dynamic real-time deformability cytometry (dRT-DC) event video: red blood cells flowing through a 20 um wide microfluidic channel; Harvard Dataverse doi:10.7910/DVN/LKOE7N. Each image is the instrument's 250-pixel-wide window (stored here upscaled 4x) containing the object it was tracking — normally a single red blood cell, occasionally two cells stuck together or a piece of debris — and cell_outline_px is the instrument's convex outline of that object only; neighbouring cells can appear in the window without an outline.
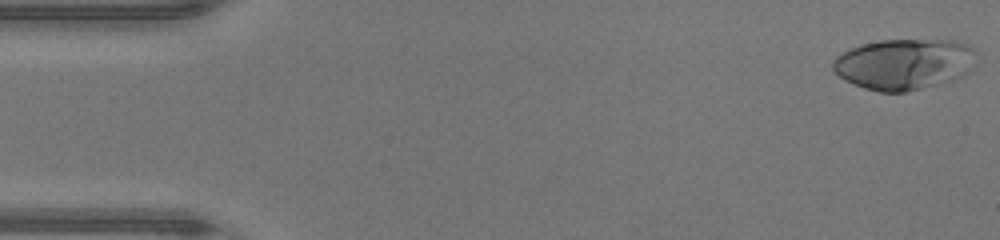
{"species": "human", "species_latin": "Homo sapiens", "temperature_condition": "warm", "stored_images_in_passage": 46, "camera_frame_rate_fps": 3000, "um_per_image_px": 0.085, "donor": {"sex": "male"}, "frame": {"image": 1, "passage_image": 1, "time_ms": 0.0, "image_size_px": [1000, 240], "cell_outline_px": [[976, 64], [972, 72], [964, 76], [952, 80], [904, 92], [880, 92], [864, 88], [844, 80], [832, 68], [832, 60], [836, 56], [848, 48], [860, 44], [880, 40], [956, 40], [972, 48]], "centroid_in_image_um": [76.84, 5.44], "position_along_channel_um": 8.2, "area_um2": 42.83}}
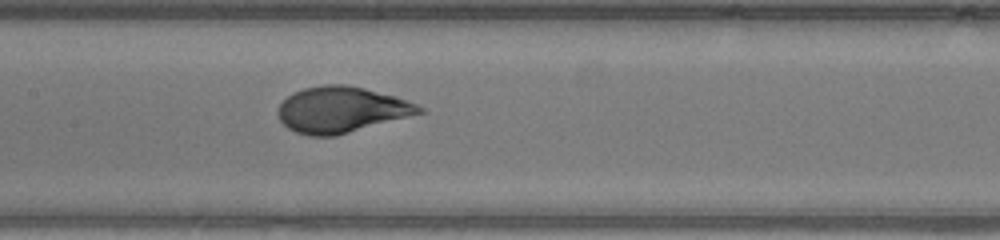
{"frame": {"image": 2, "passage_image": 22, "time_ms": 7.0, "image_size_px": [1000, 240], "cell_outline_px": [[424, 112], [336, 136], [308, 136], [296, 132], [288, 128], [280, 120], [276, 112], [280, 104], [292, 92], [304, 88], [324, 84], [344, 84], [364, 88], [396, 96], [416, 104], [424, 108]], "centroid_in_image_um": [28.99, 9.32], "position_along_channel_um": 178.4, "area_um2": 37.74}}
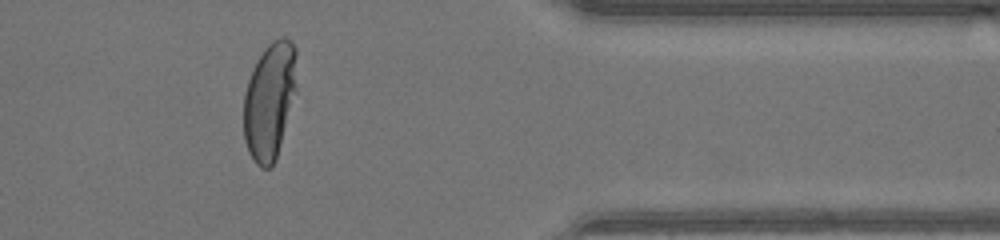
{"frame": {"image": 3, "passage_image": 38, "time_ms": 12.333, "image_size_px": [1000, 240], "cell_outline_px": [[296, 92], [276, 160], [272, 168], [260, 168], [256, 164], [248, 152], [244, 140], [244, 92], [252, 68], [256, 60], [264, 48], [272, 40], [280, 36], [284, 36], [292, 40], [296, 48]], "centroid_in_image_um": [22.92, 8.54], "position_along_channel_um": 388.5, "area_um2": 36.82}, "authors_computed_cell_mechanics": {"area_um2": 38.2058, "velocity_mm_per_s": 4.3717, "shape_relaxation_time_tau1_ms": 3.6678, "shape_relaxation_time_tau2_ms": null, "deformation_change_tau1": 0.2308, "deformation_change_tau2": null}}